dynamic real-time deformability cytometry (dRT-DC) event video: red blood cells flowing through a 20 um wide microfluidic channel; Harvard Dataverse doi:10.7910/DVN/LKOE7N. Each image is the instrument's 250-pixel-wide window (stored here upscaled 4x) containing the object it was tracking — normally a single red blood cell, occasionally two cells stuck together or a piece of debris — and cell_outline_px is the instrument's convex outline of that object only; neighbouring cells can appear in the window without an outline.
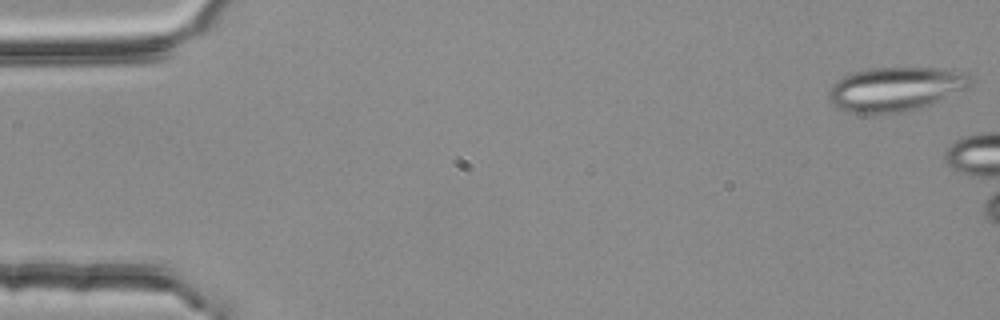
{"species": "common noctule bat (a hibernating species)", "species_latin": "Nyctalus noctula", "temperature_condition": "room temperature", "stored_images_in_passage": 5, "camera_frame_rate_fps": 3000, "um_per_image_px": 0.085, "animal": {"sex": "female", "body_mass_g": 25.1}, "frame": {"image": 1, "passage_image": 1, "time_ms": 0.0, "image_size_px": [1000, 320], "cell_outline_px": [[972, 80], [968, 88], [928, 104], [904, 112], [876, 116], [868, 116], [848, 112], [836, 108], [832, 104], [828, 96], [828, 92], [832, 84], [836, 80], [852, 72], [872, 68], [944, 68], [968, 72], [972, 76]], "centroid_in_image_um": [76.07, 7.59], "position_along_channel_um": 8.9, "area_um2": 37.17}}